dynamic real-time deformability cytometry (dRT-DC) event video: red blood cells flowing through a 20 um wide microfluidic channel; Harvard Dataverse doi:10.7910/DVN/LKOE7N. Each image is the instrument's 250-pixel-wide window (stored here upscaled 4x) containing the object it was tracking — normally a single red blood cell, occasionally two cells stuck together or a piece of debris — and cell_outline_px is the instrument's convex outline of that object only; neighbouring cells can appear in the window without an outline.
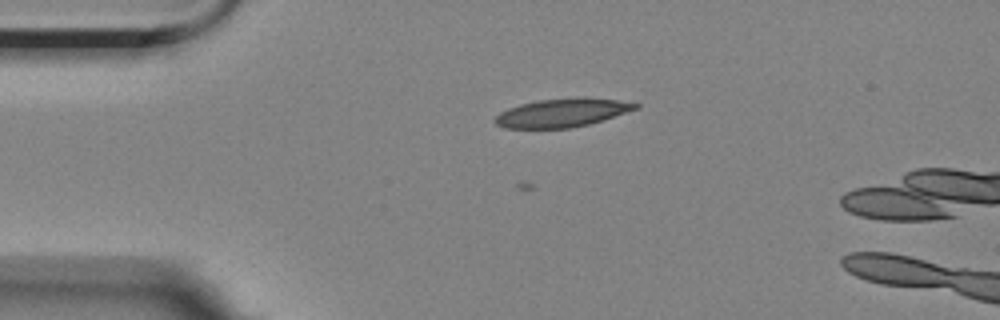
{"species": "Egyptian fruit bat (a non-hibernating species)", "species_latin": "Rousettus aegyptiacus", "temperature_condition": "room temperature", "stored_images_in_passage": 4, "camera_frame_rate_fps": 3000, "um_per_image_px": 0.085, "animal": {"sex": "female"}, "frame": {"image": 1, "passage_image": 3, "time_ms": 3.667, "image_size_px": [1000, 320], "cell_outline_px": [[640, 108], [604, 120], [572, 128], [504, 128], [496, 124], [492, 120], [500, 112], [508, 108], [520, 104], [536, 100], [576, 96], [584, 96], [616, 100], [640, 104]], "centroid_in_image_um": [47.79, 9.57], "position_along_channel_um": 37.2, "area_um2": 23.76}}